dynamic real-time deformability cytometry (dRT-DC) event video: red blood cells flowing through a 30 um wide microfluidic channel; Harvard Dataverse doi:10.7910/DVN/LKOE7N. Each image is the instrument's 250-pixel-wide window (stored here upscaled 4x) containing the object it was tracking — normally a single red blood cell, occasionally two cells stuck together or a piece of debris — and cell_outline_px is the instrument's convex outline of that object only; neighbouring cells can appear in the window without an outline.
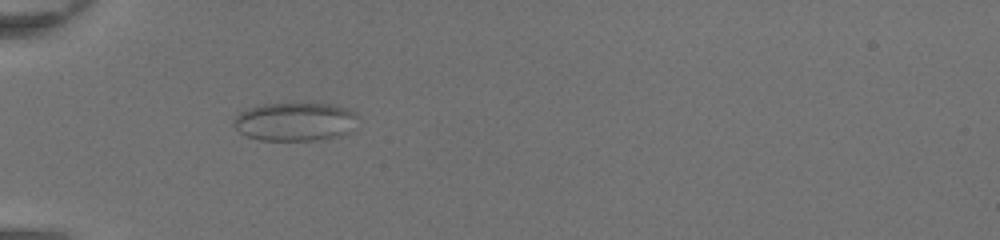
{"species": "common noctule bat (a hibernating species)", "species_latin": "Nyctalus noctula", "temperature_condition": "room temperature", "stored_images_in_passage": 49, "camera_frame_rate_fps": 3000, "um_per_image_px": 0.085, "animal": {"sex": "female", "body_mass_g": 20.0, "forearm_length_mm": 54.0}, "frame": {"image": 1, "passage_image": 18, "time_ms": 5.667, "image_size_px": [1000, 240], "cell_outline_px": [[360, 116], [348, 132], [340, 136], [316, 140], [260, 140], [248, 136], [240, 132], [232, 124], [232, 120], [240, 112], [248, 108], [264, 104], [336, 104], [348, 108], [356, 112]], "centroid_in_image_um": [25.1, 10.34], "position_along_channel_um": 59.9, "area_um2": 27.92}}
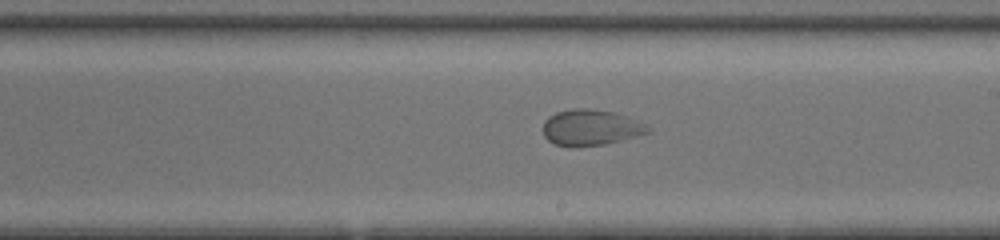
{"frame": {"image": 2, "passage_image": 31, "time_ms": 10.0, "image_size_px": [1000, 240], "cell_outline_px": [[652, 128], [648, 132], [636, 136], [604, 144], [576, 148], [572, 148], [552, 144], [544, 136], [544, 120], [548, 116], [556, 112], [572, 108], [588, 108], [612, 112], [628, 116], [648, 124]], "centroid_in_image_um": [50.19, 10.85], "position_along_channel_um": 238.8, "area_um2": 22.31}}
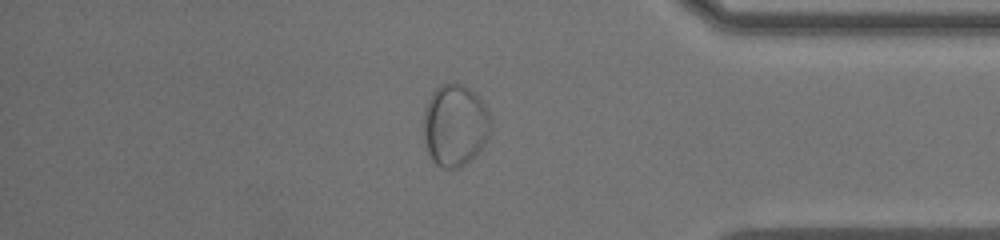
{"frame": {"image": 3, "passage_image": 43, "time_ms": 14.0, "image_size_px": [1000, 240], "cell_outline_px": [[492, 128], [484, 144], [464, 164], [456, 168], [440, 168], [432, 160], [428, 152], [424, 140], [424, 108], [432, 92], [440, 84], [464, 84], [480, 96], [488, 112], [492, 124]], "centroid_in_image_um": [38.67, 10.62], "position_along_channel_um": 396.5, "area_um2": 32.08}}